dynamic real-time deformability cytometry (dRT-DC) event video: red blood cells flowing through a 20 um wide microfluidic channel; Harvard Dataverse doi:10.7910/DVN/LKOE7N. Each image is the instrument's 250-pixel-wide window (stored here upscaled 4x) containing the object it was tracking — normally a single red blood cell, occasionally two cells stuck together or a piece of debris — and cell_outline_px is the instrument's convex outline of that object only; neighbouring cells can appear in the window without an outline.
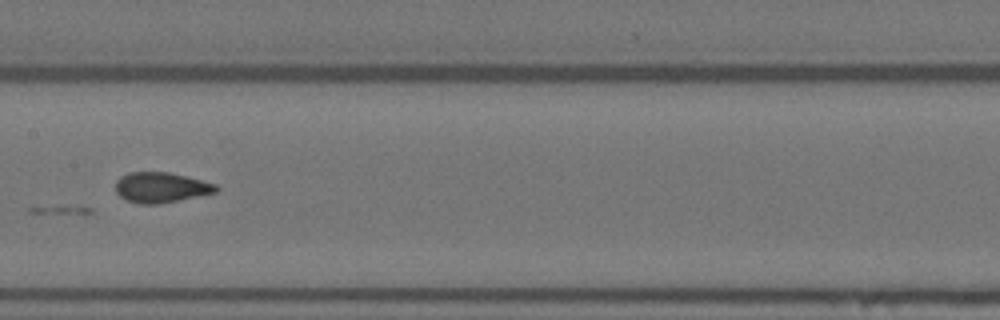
{"species": "Egyptian fruit bat (a non-hibernating species)", "species_latin": "Rousettus aegyptiacus", "temperature_condition": "warm", "stored_images_in_passage": 12, "camera_frame_rate_fps": 3000, "um_per_image_px": 0.085, "animal": {"sex": "female"}, "frame": {"image": 1, "passage_image": 6, "time_ms": 7.0, "image_size_px": [1000, 320], "cell_outline_px": [[220, 188], [216, 192], [160, 204], [140, 204], [128, 200], [120, 196], [116, 192], [116, 180], [120, 176], [128, 172], [168, 172], [216, 184]], "centroid_in_image_um": [13.66, 15.93], "position_along_channel_um": 193.7, "area_um2": 17.63}}
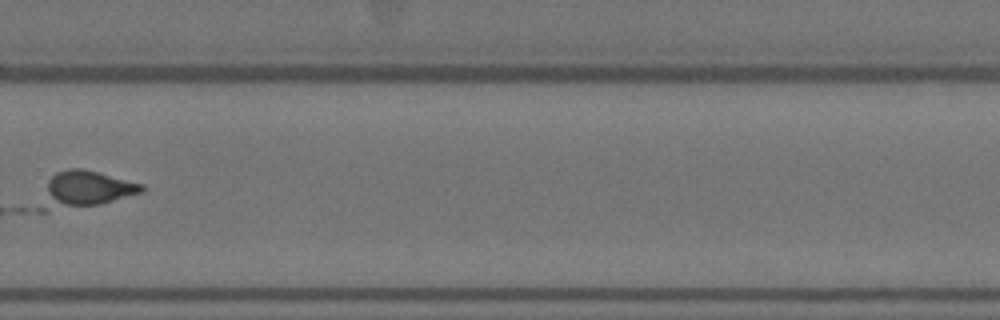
{"frame": {"image": 2, "passage_image": 9, "time_ms": 10.667, "image_size_px": [1000, 320], "cell_outline_px": [[144, 188], [140, 192], [100, 204], [48, 212], [36, 212], [36, 208], [48, 180], [56, 172], [68, 168], [80, 168], [144, 184]], "centroid_in_image_um": [7.09, 16.13], "position_along_channel_um": 322.7, "area_um2": 21.56}}
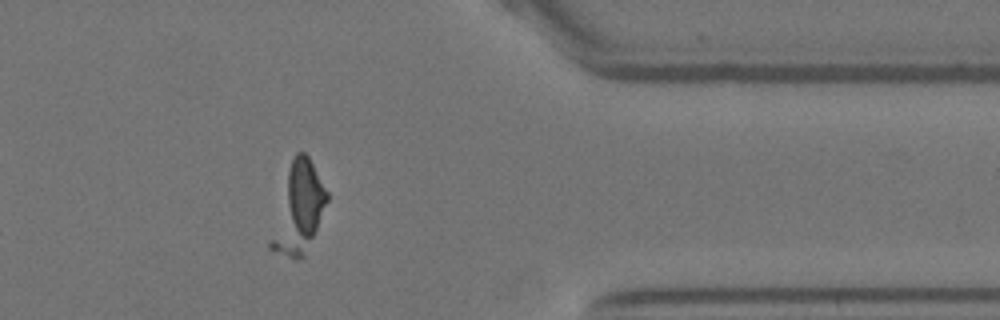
{"frame": {"image": 3, "passage_image": 11, "time_ms": 13.0, "image_size_px": [1000, 320], "cell_outline_px": [[328, 200], [304, 256], [288, 256], [268, 248], [268, 244], [288, 172], [292, 160], [296, 152], [304, 152], [308, 156], [328, 192]], "centroid_in_image_um": [25.38, 17.71], "position_along_channel_um": 386.0, "area_um2": 27.8}}